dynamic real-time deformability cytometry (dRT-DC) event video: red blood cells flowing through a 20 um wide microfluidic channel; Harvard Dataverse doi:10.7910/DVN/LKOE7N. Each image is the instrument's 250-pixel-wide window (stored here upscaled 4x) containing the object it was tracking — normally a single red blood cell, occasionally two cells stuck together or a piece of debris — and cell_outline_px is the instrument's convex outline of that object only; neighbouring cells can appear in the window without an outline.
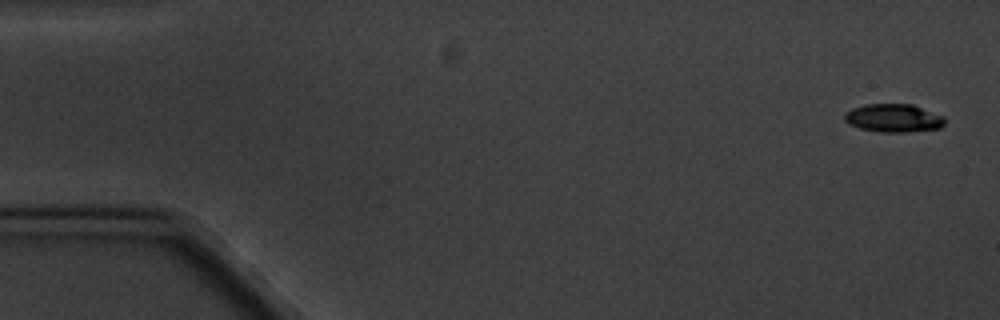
{"species": "common noctule bat (a hibernating species)", "species_latin": "Nyctalus noctula", "temperature_condition": "cold", "stored_images_in_passage": 5, "camera_frame_rate_fps": 3000, "um_per_image_px": 0.085, "animal": {"sex": "male", "body_mass_g": 20.1, "forearm_length_mm": 53.5}, "frame": {"image": 1, "passage_image": 1, "time_ms": 0.0, "image_size_px": [1000, 320], "cell_outline_px": [[944, 124], [940, 128], [904, 132], [880, 132], [860, 128], [848, 124], [844, 120], [844, 112], [852, 108], [864, 104], [912, 104], [944, 116]], "centroid_in_image_um": [75.91, 10.03], "position_along_channel_um": 9.1, "area_um2": 16.53}}
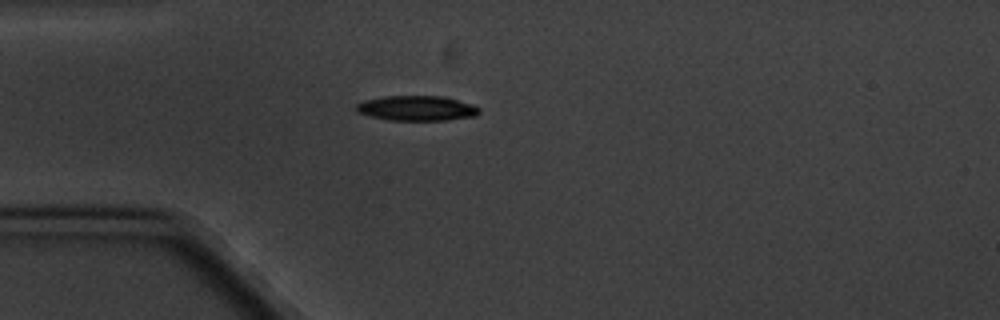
{"frame": {"image": 2, "passage_image": 5, "time_ms": 4.667, "image_size_px": [1000, 320], "cell_outline_px": [[480, 112], [476, 116], [448, 120], [388, 120], [356, 112], [356, 104], [364, 100], [384, 96], [444, 96], [472, 104], [480, 108]], "centroid_in_image_um": [35.44, 9.2], "position_along_channel_um": 49.6, "area_um2": 17.98}}